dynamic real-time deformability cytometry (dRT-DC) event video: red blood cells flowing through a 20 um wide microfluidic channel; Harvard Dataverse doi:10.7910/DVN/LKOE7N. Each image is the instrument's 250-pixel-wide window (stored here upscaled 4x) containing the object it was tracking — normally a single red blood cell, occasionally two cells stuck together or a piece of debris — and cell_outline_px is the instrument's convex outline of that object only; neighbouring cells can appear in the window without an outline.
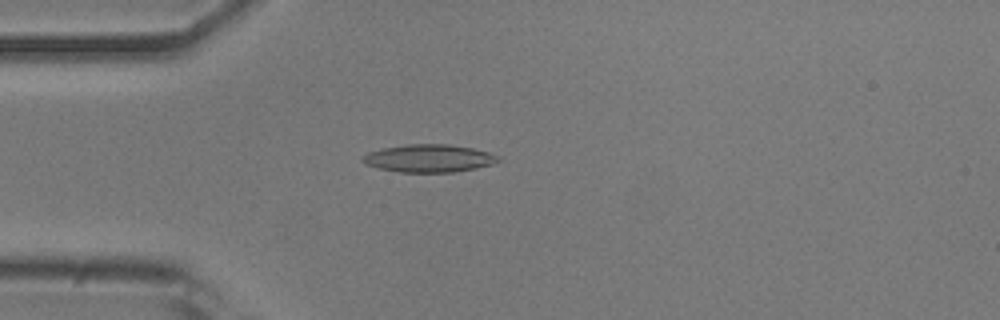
{"species": "common noctule bat (a hibernating species)", "species_latin": "Nyctalus noctula", "temperature_condition": "room temperature", "stored_images_in_passage": 51, "camera_frame_rate_fps": 3000, "um_per_image_px": 0.085, "animal": {"sex": "male", "body_mass_g": 20.5, "forearm_length_mm": 52.5}, "frame": {"image": 1, "passage_image": 13, "time_ms": 4.0, "image_size_px": [1000, 320], "cell_outline_px": [[500, 160], [492, 164], [476, 168], [452, 172], [400, 172], [380, 168], [364, 164], [360, 160], [368, 152], [384, 148], [408, 144], [448, 144], [472, 148], [488, 152], [500, 156]], "centroid_in_image_um": [36.46, 13.45], "position_along_channel_um": 48.5, "area_um2": 21.79}}
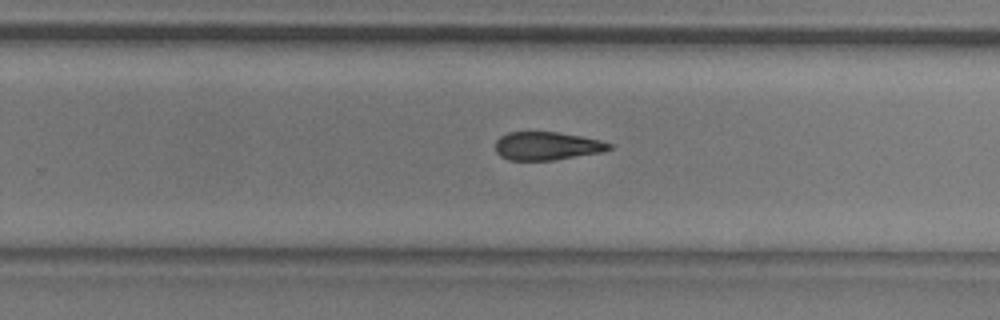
{"frame": {"image": 2, "passage_image": 32, "time_ms": 10.333, "image_size_px": [1000, 320], "cell_outline_px": [[612, 148], [600, 152], [552, 160], [508, 160], [500, 156], [496, 152], [496, 140], [500, 136], [508, 132], [556, 132], [580, 136], [600, 140], [612, 144]], "centroid_in_image_um": [46.45, 12.4], "position_along_channel_um": 283.3, "area_um2": 18.55}}
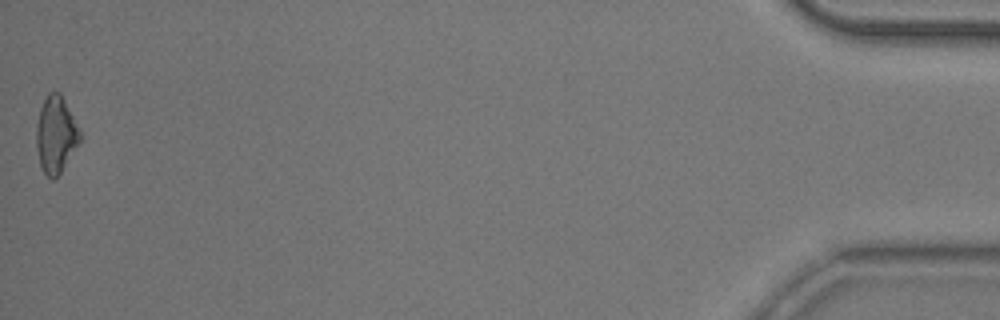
{"frame": {"image": 3, "passage_image": 51, "time_ms": 16.667, "image_size_px": [1000, 320], "cell_outline_px": [[80, 140], [60, 172], [52, 180], [44, 172], [40, 164], [36, 144], [36, 124], [40, 108], [48, 92], [60, 92], [80, 132]], "centroid_in_image_um": [4.71, 11.42], "position_along_channel_um": 430.5, "area_um2": 18.9}, "authors_computed_cell_mechanics": {"area_um2": 19.941, "velocity_mm_per_s": 3.8777, "shape_relaxation_time_tau1_ms": null, "shape_relaxation_time_tau2_ms": 9.2583, "deformation_change_tau1": null, "deformation_change_tau2": 0.2446}}